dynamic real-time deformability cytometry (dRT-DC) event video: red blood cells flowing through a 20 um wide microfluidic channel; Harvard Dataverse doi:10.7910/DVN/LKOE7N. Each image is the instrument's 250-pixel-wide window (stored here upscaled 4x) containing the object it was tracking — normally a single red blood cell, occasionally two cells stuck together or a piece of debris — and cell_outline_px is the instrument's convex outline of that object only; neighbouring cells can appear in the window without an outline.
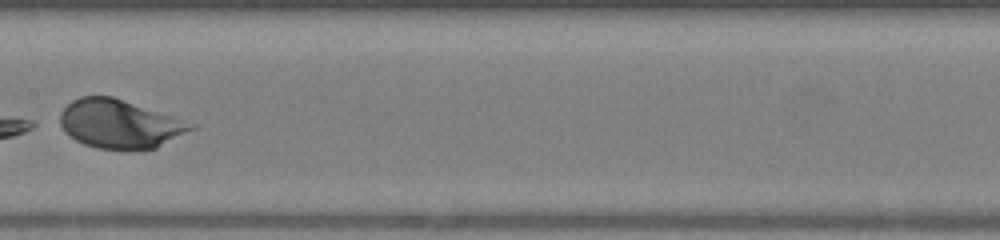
{"species": "human", "species_latin": "Homo sapiens", "temperature_condition": "warm", "stored_images_in_passage": 40, "camera_frame_rate_fps": 3000, "um_per_image_px": 0.085, "donor": {"sex": "female"}, "frame": {"image": 1, "passage_image": 20, "time_ms": 6.333, "image_size_px": [1000, 240], "cell_outline_px": [[200, 124], [196, 128], [156, 148], [96, 148], [84, 144], [76, 140], [64, 132], [60, 124], [60, 112], [72, 100], [80, 96], [112, 96], [176, 116]], "centroid_in_image_um": [10.22, 10.51], "position_along_channel_um": 197.2, "area_um2": 37.17}}
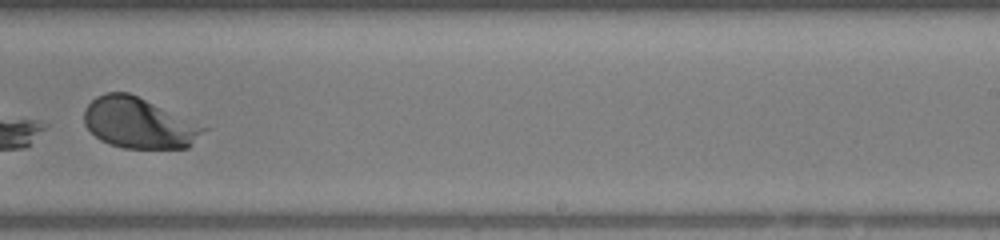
{"frame": {"image": 2, "passage_image": 25, "time_ms": 8.0, "image_size_px": [1000, 240], "cell_outline_px": [[208, 128], [188, 148], [124, 148], [108, 144], [100, 140], [84, 124], [84, 108], [96, 96], [104, 92], [128, 92]], "centroid_in_image_um": [11.76, 10.46], "position_along_channel_um": 277.2, "area_um2": 34.91}}